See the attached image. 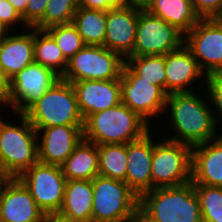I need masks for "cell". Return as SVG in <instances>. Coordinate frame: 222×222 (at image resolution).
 I'll return each instance as SVG.
<instances>
[{
    "label": "cell",
    "mask_w": 222,
    "mask_h": 222,
    "mask_svg": "<svg viewBox=\"0 0 222 222\" xmlns=\"http://www.w3.org/2000/svg\"><path fill=\"white\" fill-rule=\"evenodd\" d=\"M23 115L37 131L59 125H84L75 90L71 83L61 78Z\"/></svg>",
    "instance_id": "277c9868"
},
{
    "label": "cell",
    "mask_w": 222,
    "mask_h": 222,
    "mask_svg": "<svg viewBox=\"0 0 222 222\" xmlns=\"http://www.w3.org/2000/svg\"><path fill=\"white\" fill-rule=\"evenodd\" d=\"M92 185V222H128L139 210V196L126 182L97 175Z\"/></svg>",
    "instance_id": "8992f818"
},
{
    "label": "cell",
    "mask_w": 222,
    "mask_h": 222,
    "mask_svg": "<svg viewBox=\"0 0 222 222\" xmlns=\"http://www.w3.org/2000/svg\"><path fill=\"white\" fill-rule=\"evenodd\" d=\"M0 20H2L13 31L17 25H22V27H19L22 31L28 29V27L24 24L22 17L8 0H0Z\"/></svg>",
    "instance_id": "d6a6232c"
},
{
    "label": "cell",
    "mask_w": 222,
    "mask_h": 222,
    "mask_svg": "<svg viewBox=\"0 0 222 222\" xmlns=\"http://www.w3.org/2000/svg\"><path fill=\"white\" fill-rule=\"evenodd\" d=\"M28 30L12 31L0 43V68L9 80L34 62V28Z\"/></svg>",
    "instance_id": "ffe728a7"
},
{
    "label": "cell",
    "mask_w": 222,
    "mask_h": 222,
    "mask_svg": "<svg viewBox=\"0 0 222 222\" xmlns=\"http://www.w3.org/2000/svg\"><path fill=\"white\" fill-rule=\"evenodd\" d=\"M64 177L70 180H93L99 175L98 146L84 138L61 165Z\"/></svg>",
    "instance_id": "603a6c76"
},
{
    "label": "cell",
    "mask_w": 222,
    "mask_h": 222,
    "mask_svg": "<svg viewBox=\"0 0 222 222\" xmlns=\"http://www.w3.org/2000/svg\"><path fill=\"white\" fill-rule=\"evenodd\" d=\"M12 6L15 8V10L19 13V15L22 17L24 24L26 25V6L28 3V0H8Z\"/></svg>",
    "instance_id": "ab89813d"
},
{
    "label": "cell",
    "mask_w": 222,
    "mask_h": 222,
    "mask_svg": "<svg viewBox=\"0 0 222 222\" xmlns=\"http://www.w3.org/2000/svg\"><path fill=\"white\" fill-rule=\"evenodd\" d=\"M120 85L121 103L136 112L150 126L151 119L164 115L168 94L160 86L142 80L126 63L122 70Z\"/></svg>",
    "instance_id": "7c38bea8"
},
{
    "label": "cell",
    "mask_w": 222,
    "mask_h": 222,
    "mask_svg": "<svg viewBox=\"0 0 222 222\" xmlns=\"http://www.w3.org/2000/svg\"><path fill=\"white\" fill-rule=\"evenodd\" d=\"M191 181L222 187V143L217 138L192 147Z\"/></svg>",
    "instance_id": "44dd1931"
},
{
    "label": "cell",
    "mask_w": 222,
    "mask_h": 222,
    "mask_svg": "<svg viewBox=\"0 0 222 222\" xmlns=\"http://www.w3.org/2000/svg\"><path fill=\"white\" fill-rule=\"evenodd\" d=\"M200 18H216L222 12V0H191Z\"/></svg>",
    "instance_id": "836d02e7"
},
{
    "label": "cell",
    "mask_w": 222,
    "mask_h": 222,
    "mask_svg": "<svg viewBox=\"0 0 222 222\" xmlns=\"http://www.w3.org/2000/svg\"><path fill=\"white\" fill-rule=\"evenodd\" d=\"M48 0H28L26 6V26L33 28L42 18Z\"/></svg>",
    "instance_id": "e575fe53"
},
{
    "label": "cell",
    "mask_w": 222,
    "mask_h": 222,
    "mask_svg": "<svg viewBox=\"0 0 222 222\" xmlns=\"http://www.w3.org/2000/svg\"><path fill=\"white\" fill-rule=\"evenodd\" d=\"M18 115L20 125L0 117V162L16 178L38 162L37 130L23 114Z\"/></svg>",
    "instance_id": "5b68a950"
},
{
    "label": "cell",
    "mask_w": 222,
    "mask_h": 222,
    "mask_svg": "<svg viewBox=\"0 0 222 222\" xmlns=\"http://www.w3.org/2000/svg\"><path fill=\"white\" fill-rule=\"evenodd\" d=\"M84 121L92 114L121 103L120 79L71 82Z\"/></svg>",
    "instance_id": "2e32d148"
},
{
    "label": "cell",
    "mask_w": 222,
    "mask_h": 222,
    "mask_svg": "<svg viewBox=\"0 0 222 222\" xmlns=\"http://www.w3.org/2000/svg\"><path fill=\"white\" fill-rule=\"evenodd\" d=\"M92 180L66 182L63 205L57 216L71 222H92Z\"/></svg>",
    "instance_id": "7402d4cb"
},
{
    "label": "cell",
    "mask_w": 222,
    "mask_h": 222,
    "mask_svg": "<svg viewBox=\"0 0 222 222\" xmlns=\"http://www.w3.org/2000/svg\"><path fill=\"white\" fill-rule=\"evenodd\" d=\"M139 210L153 222H203L192 181L145 192L139 197Z\"/></svg>",
    "instance_id": "7a4b0ae2"
},
{
    "label": "cell",
    "mask_w": 222,
    "mask_h": 222,
    "mask_svg": "<svg viewBox=\"0 0 222 222\" xmlns=\"http://www.w3.org/2000/svg\"><path fill=\"white\" fill-rule=\"evenodd\" d=\"M11 32V29L2 20H0V40L2 41Z\"/></svg>",
    "instance_id": "b9f144b4"
},
{
    "label": "cell",
    "mask_w": 222,
    "mask_h": 222,
    "mask_svg": "<svg viewBox=\"0 0 222 222\" xmlns=\"http://www.w3.org/2000/svg\"><path fill=\"white\" fill-rule=\"evenodd\" d=\"M18 179L29 190L38 207L45 215H57L60 211L66 186L61 166L37 162Z\"/></svg>",
    "instance_id": "9c48e42d"
},
{
    "label": "cell",
    "mask_w": 222,
    "mask_h": 222,
    "mask_svg": "<svg viewBox=\"0 0 222 222\" xmlns=\"http://www.w3.org/2000/svg\"><path fill=\"white\" fill-rule=\"evenodd\" d=\"M84 125H59L37 131L38 161L61 166L84 138Z\"/></svg>",
    "instance_id": "5bb4252c"
},
{
    "label": "cell",
    "mask_w": 222,
    "mask_h": 222,
    "mask_svg": "<svg viewBox=\"0 0 222 222\" xmlns=\"http://www.w3.org/2000/svg\"><path fill=\"white\" fill-rule=\"evenodd\" d=\"M201 92L199 95L195 91L167 95L164 113L170 118L168 125L174 135L166 139L193 147L217 138L218 128L208 94L206 89Z\"/></svg>",
    "instance_id": "6da1fadb"
},
{
    "label": "cell",
    "mask_w": 222,
    "mask_h": 222,
    "mask_svg": "<svg viewBox=\"0 0 222 222\" xmlns=\"http://www.w3.org/2000/svg\"><path fill=\"white\" fill-rule=\"evenodd\" d=\"M123 5V0H79V7L108 11Z\"/></svg>",
    "instance_id": "d590c367"
},
{
    "label": "cell",
    "mask_w": 222,
    "mask_h": 222,
    "mask_svg": "<svg viewBox=\"0 0 222 222\" xmlns=\"http://www.w3.org/2000/svg\"><path fill=\"white\" fill-rule=\"evenodd\" d=\"M10 92V80L0 68V108L8 109V97ZM4 105V106H3ZM3 106V107H2ZM7 106V108L5 107Z\"/></svg>",
    "instance_id": "8d00e7d4"
},
{
    "label": "cell",
    "mask_w": 222,
    "mask_h": 222,
    "mask_svg": "<svg viewBox=\"0 0 222 222\" xmlns=\"http://www.w3.org/2000/svg\"><path fill=\"white\" fill-rule=\"evenodd\" d=\"M151 130L141 138L127 143V171L125 182L137 195L152 190L151 161L153 137Z\"/></svg>",
    "instance_id": "ac0fdd59"
},
{
    "label": "cell",
    "mask_w": 222,
    "mask_h": 222,
    "mask_svg": "<svg viewBox=\"0 0 222 222\" xmlns=\"http://www.w3.org/2000/svg\"><path fill=\"white\" fill-rule=\"evenodd\" d=\"M45 217L29 190L15 178L1 196L0 222L45 221Z\"/></svg>",
    "instance_id": "d6986e66"
},
{
    "label": "cell",
    "mask_w": 222,
    "mask_h": 222,
    "mask_svg": "<svg viewBox=\"0 0 222 222\" xmlns=\"http://www.w3.org/2000/svg\"><path fill=\"white\" fill-rule=\"evenodd\" d=\"M218 131V133H217V139L222 143V132H221V134L219 133L220 131H219V128L217 129ZM219 135V136H218Z\"/></svg>",
    "instance_id": "ee69618b"
},
{
    "label": "cell",
    "mask_w": 222,
    "mask_h": 222,
    "mask_svg": "<svg viewBox=\"0 0 222 222\" xmlns=\"http://www.w3.org/2000/svg\"><path fill=\"white\" fill-rule=\"evenodd\" d=\"M165 68L167 94L193 92L195 90L190 87L200 82L204 83L202 88L205 89L207 76L185 45L165 55Z\"/></svg>",
    "instance_id": "e0dca14e"
},
{
    "label": "cell",
    "mask_w": 222,
    "mask_h": 222,
    "mask_svg": "<svg viewBox=\"0 0 222 222\" xmlns=\"http://www.w3.org/2000/svg\"><path fill=\"white\" fill-rule=\"evenodd\" d=\"M99 175L125 182L127 144L98 145Z\"/></svg>",
    "instance_id": "4316f807"
},
{
    "label": "cell",
    "mask_w": 222,
    "mask_h": 222,
    "mask_svg": "<svg viewBox=\"0 0 222 222\" xmlns=\"http://www.w3.org/2000/svg\"><path fill=\"white\" fill-rule=\"evenodd\" d=\"M79 7V0H48L43 18L33 27L46 30L54 25L69 24Z\"/></svg>",
    "instance_id": "f1b7e54d"
},
{
    "label": "cell",
    "mask_w": 222,
    "mask_h": 222,
    "mask_svg": "<svg viewBox=\"0 0 222 222\" xmlns=\"http://www.w3.org/2000/svg\"><path fill=\"white\" fill-rule=\"evenodd\" d=\"M126 64L142 80L160 86L166 92L165 55L129 56Z\"/></svg>",
    "instance_id": "83f0119b"
},
{
    "label": "cell",
    "mask_w": 222,
    "mask_h": 222,
    "mask_svg": "<svg viewBox=\"0 0 222 222\" xmlns=\"http://www.w3.org/2000/svg\"><path fill=\"white\" fill-rule=\"evenodd\" d=\"M46 31L54 38L67 61L86 45L72 23L54 25Z\"/></svg>",
    "instance_id": "4dcf8cb0"
},
{
    "label": "cell",
    "mask_w": 222,
    "mask_h": 222,
    "mask_svg": "<svg viewBox=\"0 0 222 222\" xmlns=\"http://www.w3.org/2000/svg\"><path fill=\"white\" fill-rule=\"evenodd\" d=\"M205 89L208 94L217 128L222 123V74L208 75ZM213 104V105H212ZM218 112H216V111ZM216 113V114H215ZM220 114V116H219ZM218 115V116H217ZM221 121V122H220Z\"/></svg>",
    "instance_id": "1f68e13d"
},
{
    "label": "cell",
    "mask_w": 222,
    "mask_h": 222,
    "mask_svg": "<svg viewBox=\"0 0 222 222\" xmlns=\"http://www.w3.org/2000/svg\"><path fill=\"white\" fill-rule=\"evenodd\" d=\"M203 222H222V187L194 184Z\"/></svg>",
    "instance_id": "f546056e"
},
{
    "label": "cell",
    "mask_w": 222,
    "mask_h": 222,
    "mask_svg": "<svg viewBox=\"0 0 222 222\" xmlns=\"http://www.w3.org/2000/svg\"><path fill=\"white\" fill-rule=\"evenodd\" d=\"M216 18L222 20V12Z\"/></svg>",
    "instance_id": "f6af8a7d"
},
{
    "label": "cell",
    "mask_w": 222,
    "mask_h": 222,
    "mask_svg": "<svg viewBox=\"0 0 222 222\" xmlns=\"http://www.w3.org/2000/svg\"><path fill=\"white\" fill-rule=\"evenodd\" d=\"M44 222H71V221L64 220L58 217L57 215H46Z\"/></svg>",
    "instance_id": "7bdbcfd3"
},
{
    "label": "cell",
    "mask_w": 222,
    "mask_h": 222,
    "mask_svg": "<svg viewBox=\"0 0 222 222\" xmlns=\"http://www.w3.org/2000/svg\"><path fill=\"white\" fill-rule=\"evenodd\" d=\"M72 24L86 45L104 46L106 34V11L78 7Z\"/></svg>",
    "instance_id": "d4e9b609"
},
{
    "label": "cell",
    "mask_w": 222,
    "mask_h": 222,
    "mask_svg": "<svg viewBox=\"0 0 222 222\" xmlns=\"http://www.w3.org/2000/svg\"><path fill=\"white\" fill-rule=\"evenodd\" d=\"M184 45L206 76L222 74V20L201 18L185 34Z\"/></svg>",
    "instance_id": "8fae6325"
},
{
    "label": "cell",
    "mask_w": 222,
    "mask_h": 222,
    "mask_svg": "<svg viewBox=\"0 0 222 222\" xmlns=\"http://www.w3.org/2000/svg\"><path fill=\"white\" fill-rule=\"evenodd\" d=\"M185 34L147 11H139L136 42L130 56L166 55L184 45Z\"/></svg>",
    "instance_id": "30bf717a"
},
{
    "label": "cell",
    "mask_w": 222,
    "mask_h": 222,
    "mask_svg": "<svg viewBox=\"0 0 222 222\" xmlns=\"http://www.w3.org/2000/svg\"><path fill=\"white\" fill-rule=\"evenodd\" d=\"M59 79L51 69L33 62L10 80L8 107L15 116L23 114Z\"/></svg>",
    "instance_id": "4fadbf2b"
},
{
    "label": "cell",
    "mask_w": 222,
    "mask_h": 222,
    "mask_svg": "<svg viewBox=\"0 0 222 222\" xmlns=\"http://www.w3.org/2000/svg\"><path fill=\"white\" fill-rule=\"evenodd\" d=\"M151 126L128 106L120 103L90 115L84 121V139L98 145L127 144L141 138Z\"/></svg>",
    "instance_id": "3957f363"
},
{
    "label": "cell",
    "mask_w": 222,
    "mask_h": 222,
    "mask_svg": "<svg viewBox=\"0 0 222 222\" xmlns=\"http://www.w3.org/2000/svg\"><path fill=\"white\" fill-rule=\"evenodd\" d=\"M129 222H153L147 216H145L140 210H138Z\"/></svg>",
    "instance_id": "60d3db41"
},
{
    "label": "cell",
    "mask_w": 222,
    "mask_h": 222,
    "mask_svg": "<svg viewBox=\"0 0 222 222\" xmlns=\"http://www.w3.org/2000/svg\"><path fill=\"white\" fill-rule=\"evenodd\" d=\"M34 62L51 69L60 78L66 70L68 61L46 30L34 28Z\"/></svg>",
    "instance_id": "484cf974"
},
{
    "label": "cell",
    "mask_w": 222,
    "mask_h": 222,
    "mask_svg": "<svg viewBox=\"0 0 222 222\" xmlns=\"http://www.w3.org/2000/svg\"><path fill=\"white\" fill-rule=\"evenodd\" d=\"M153 140L151 161L152 189L186 184L191 181L192 147L166 138Z\"/></svg>",
    "instance_id": "52a82bcc"
},
{
    "label": "cell",
    "mask_w": 222,
    "mask_h": 222,
    "mask_svg": "<svg viewBox=\"0 0 222 222\" xmlns=\"http://www.w3.org/2000/svg\"><path fill=\"white\" fill-rule=\"evenodd\" d=\"M154 0H123V6L139 11H147Z\"/></svg>",
    "instance_id": "f35d334b"
},
{
    "label": "cell",
    "mask_w": 222,
    "mask_h": 222,
    "mask_svg": "<svg viewBox=\"0 0 222 222\" xmlns=\"http://www.w3.org/2000/svg\"><path fill=\"white\" fill-rule=\"evenodd\" d=\"M126 60L118 53L100 45H85L68 60L61 79L71 82L82 80L120 79Z\"/></svg>",
    "instance_id": "ba28073f"
},
{
    "label": "cell",
    "mask_w": 222,
    "mask_h": 222,
    "mask_svg": "<svg viewBox=\"0 0 222 222\" xmlns=\"http://www.w3.org/2000/svg\"><path fill=\"white\" fill-rule=\"evenodd\" d=\"M138 17L139 10L123 5L106 11L104 47L126 60L135 46Z\"/></svg>",
    "instance_id": "9a60e30c"
},
{
    "label": "cell",
    "mask_w": 222,
    "mask_h": 222,
    "mask_svg": "<svg viewBox=\"0 0 222 222\" xmlns=\"http://www.w3.org/2000/svg\"><path fill=\"white\" fill-rule=\"evenodd\" d=\"M16 177L0 162V199L6 188L14 181Z\"/></svg>",
    "instance_id": "74e56055"
},
{
    "label": "cell",
    "mask_w": 222,
    "mask_h": 222,
    "mask_svg": "<svg viewBox=\"0 0 222 222\" xmlns=\"http://www.w3.org/2000/svg\"><path fill=\"white\" fill-rule=\"evenodd\" d=\"M147 12L174 25L184 34L201 19L191 0H154Z\"/></svg>",
    "instance_id": "cb8c5ba5"
}]
</instances>
